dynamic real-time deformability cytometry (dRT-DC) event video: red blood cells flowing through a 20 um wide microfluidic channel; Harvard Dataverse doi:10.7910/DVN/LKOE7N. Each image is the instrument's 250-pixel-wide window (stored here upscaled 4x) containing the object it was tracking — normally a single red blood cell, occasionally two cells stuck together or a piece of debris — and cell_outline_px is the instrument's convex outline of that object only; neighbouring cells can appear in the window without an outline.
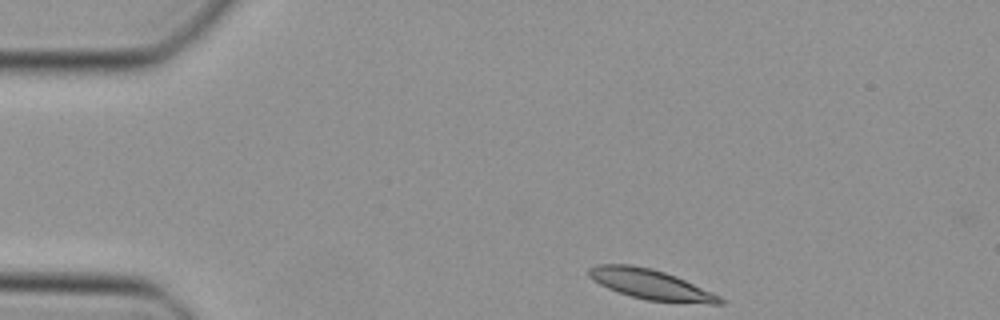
{"species": "Egyptian fruit bat (a non-hibernating species)", "species_latin": "Rousettus aegyptiacus", "temperature_condition": "cold", "stored_images_in_passage": 32, "camera_frame_rate_fps": 3000, "um_per_image_px": 0.085, "animal": {"sex": "female"}, "frame": {"image": 1, "passage_image": 1, "time_ms": 0.0, "image_size_px": [1000, 320], "cell_outline_px": [[724, 304], [708, 304], [648, 300], [632, 296], [608, 288], [592, 280], [588, 276], [588, 268], [596, 264], [632, 264], [652, 268], [676, 276], [712, 292], [720, 296], [724, 300]], "centroid_in_image_um": [55.3, 24.16], "position_along_channel_um": 29.7, "area_um2": 22.89}}
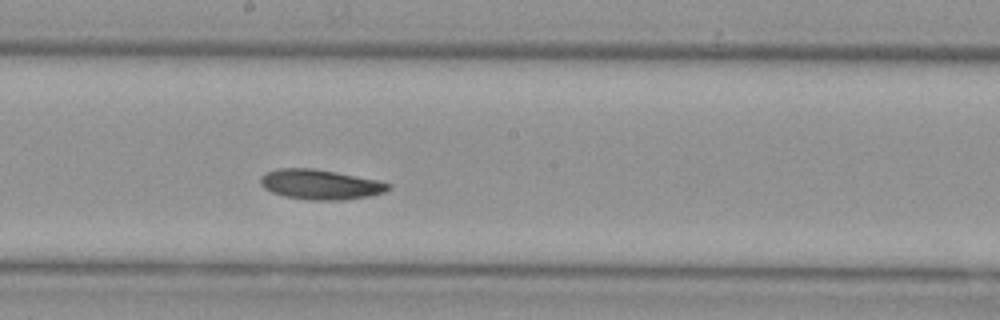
{"frame": {"image": 2, "passage_image": 19, "time_ms": 6.0, "image_size_px": [1000, 320], "cell_outline_px": [[392, 188], [384, 192], [368, 196], [344, 200], [308, 200], [284, 196], [272, 192], [264, 188], [260, 184], [260, 176], [276, 168], [312, 168], [336, 172], [376, 180], [392, 184]], "centroid_in_image_um": [27.21, 15.68], "position_along_channel_um": 221.0, "area_um2": 22.31}}
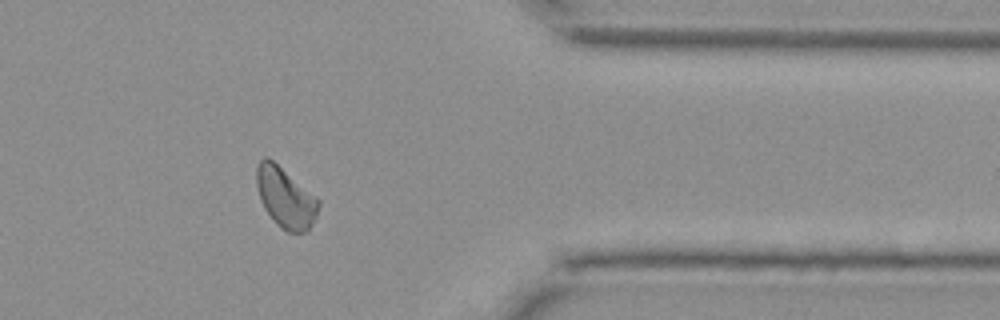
{"frame": {"image": 3, "passage_image": 32, "time_ms": 10.333, "image_size_px": [1000, 320], "cell_outline_px": [[320, 204], [316, 216], [308, 232], [288, 232], [280, 228], [276, 224], [264, 208], [260, 200], [256, 184], [256, 164], [264, 156], [268, 156], [320, 200]], "centroid_in_image_um": [24.24, 16.79], "position_along_channel_um": 387.2, "area_um2": 21.91}}